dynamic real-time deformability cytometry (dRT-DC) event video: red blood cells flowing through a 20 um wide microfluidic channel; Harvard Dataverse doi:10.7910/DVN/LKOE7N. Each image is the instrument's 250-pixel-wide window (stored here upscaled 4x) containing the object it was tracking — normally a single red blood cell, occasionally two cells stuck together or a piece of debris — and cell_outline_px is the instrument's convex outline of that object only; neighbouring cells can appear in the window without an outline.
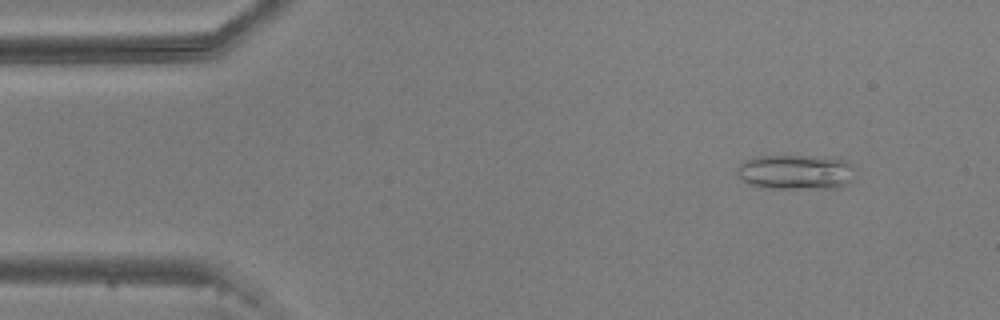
{"species": "common noctule bat (a hibernating species)", "species_latin": "Nyctalus noctula", "temperature_condition": "warm", "stored_images_in_passage": 52, "camera_frame_rate_fps": 3000, "um_per_image_px": 0.085, "animal": {"sex": "male", "body_mass_g": 20.5, "forearm_length_mm": 52.5}, "frame": {"image": 1, "passage_image": 5, "time_ms": 1.333, "image_size_px": [1000, 320], "cell_outline_px": [[852, 180], [848, 184], [840, 188], [760, 188], [748, 184], [736, 172], [736, 168], [744, 160], [756, 156], [832, 156], [844, 160], [848, 164]], "centroid_in_image_um": [67.59, 14.62], "position_along_channel_um": 17.4, "area_um2": 24.04}}
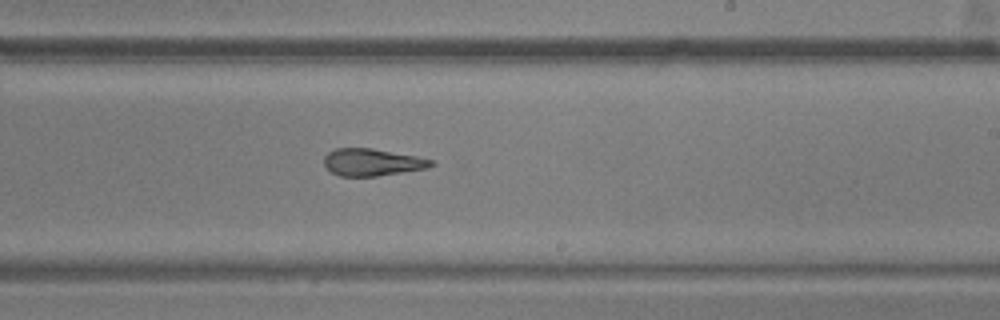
{"frame": {"image": 2, "passage_image": 31, "time_ms": 10.0, "image_size_px": [1000, 320], "cell_outline_px": [[436, 164], [428, 168], [376, 176], [340, 176], [332, 172], [324, 164], [324, 156], [328, 152], [336, 148], [372, 148], [416, 156], [432, 160]], "centroid_in_image_um": [31.63, 13.78], "position_along_channel_um": 257.4, "area_um2": 16.88}}
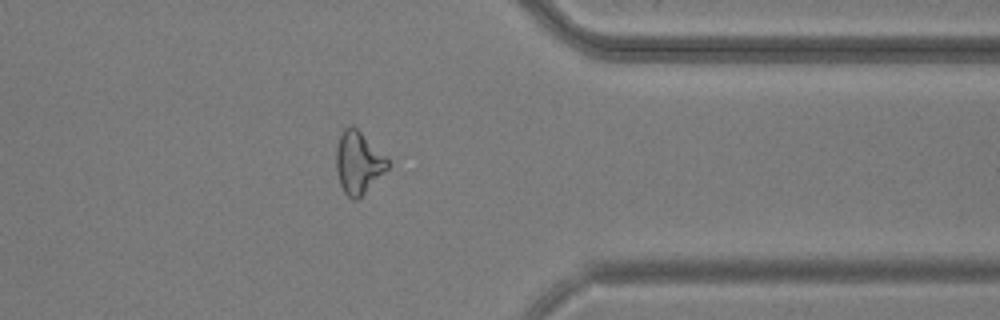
{"frame": {"image": 3, "passage_image": 42, "time_ms": 13.667, "image_size_px": [1000, 320], "cell_outline_px": [[392, 164], [356, 200], [352, 200], [344, 192], [340, 184], [336, 168], [336, 148], [340, 136], [344, 128], [348, 124], [352, 124], [388, 156]], "centroid_in_image_um": [30.48, 13.77], "position_along_channel_um": 380.9, "area_um2": 18.79}}